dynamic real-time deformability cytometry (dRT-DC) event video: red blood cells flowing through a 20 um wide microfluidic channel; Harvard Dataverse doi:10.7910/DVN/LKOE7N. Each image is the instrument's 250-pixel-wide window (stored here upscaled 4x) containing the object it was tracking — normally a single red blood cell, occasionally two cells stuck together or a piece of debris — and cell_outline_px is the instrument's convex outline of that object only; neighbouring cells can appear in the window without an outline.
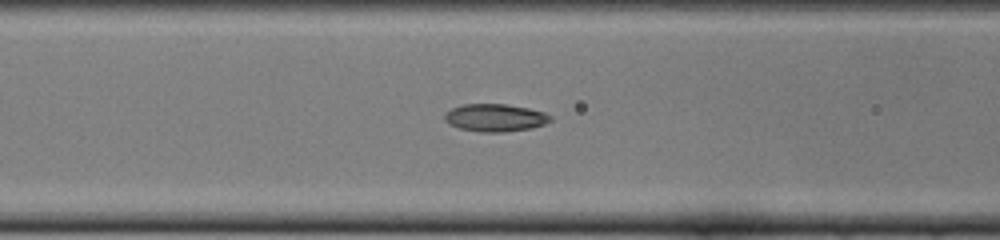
{"species": "common noctule bat (a hibernating species)", "species_latin": "Nyctalus noctula", "temperature_condition": "cold", "stored_images_in_passage": 31, "camera_frame_rate_fps": 3000, "um_per_image_px": 0.085, "animal": {"sex": "female", "body_mass_g": 22.0, "forearm_length_mm": 56.7}, "frame": {"image": 1, "passage_image": 11, "time_ms": 3.333, "image_size_px": [1000, 240], "cell_outline_px": [[552, 120], [544, 124], [532, 128], [504, 132], [480, 132], [460, 128], [448, 124], [444, 120], [444, 116], [452, 108], [464, 104], [504, 104], [528, 108], [544, 112], [552, 116]], "centroid_in_image_um": [42.1, 10.01], "position_along_channel_um": 124.5, "area_um2": 16.99}}
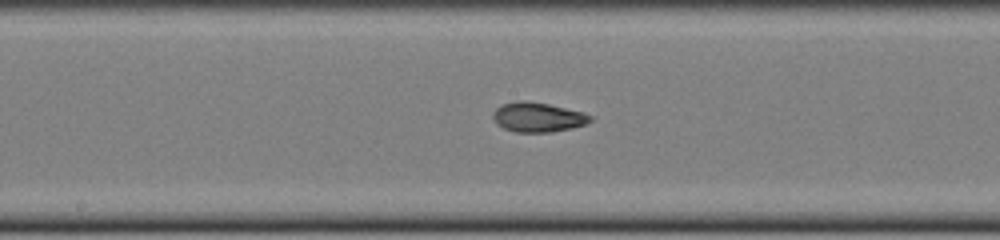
{"frame": {"image": 2, "passage_image": 17, "time_ms": 5.333, "image_size_px": [1000, 240], "cell_outline_px": [[592, 120], [584, 124], [572, 128], [552, 132], [516, 132], [504, 128], [496, 124], [492, 116], [492, 112], [500, 104], [516, 100], [528, 100], [548, 104], [584, 112], [592, 116]], "centroid_in_image_um": [45.68, 9.94], "position_along_channel_um": 202.5, "area_um2": 16.99}}
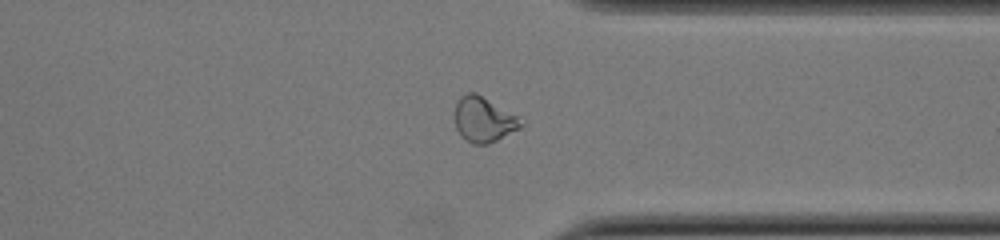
{"frame": {"image": 3, "passage_image": 30, "time_ms": 9.667, "image_size_px": [1000, 240], "cell_outline_px": [[524, 124], [520, 128], [488, 144], [472, 144], [456, 128], [452, 116], [456, 100], [460, 96], [468, 92], [476, 92], [516, 116]], "centroid_in_image_um": [41.04, 10.13], "position_along_channel_um": 370.4, "area_um2": 17.28}}